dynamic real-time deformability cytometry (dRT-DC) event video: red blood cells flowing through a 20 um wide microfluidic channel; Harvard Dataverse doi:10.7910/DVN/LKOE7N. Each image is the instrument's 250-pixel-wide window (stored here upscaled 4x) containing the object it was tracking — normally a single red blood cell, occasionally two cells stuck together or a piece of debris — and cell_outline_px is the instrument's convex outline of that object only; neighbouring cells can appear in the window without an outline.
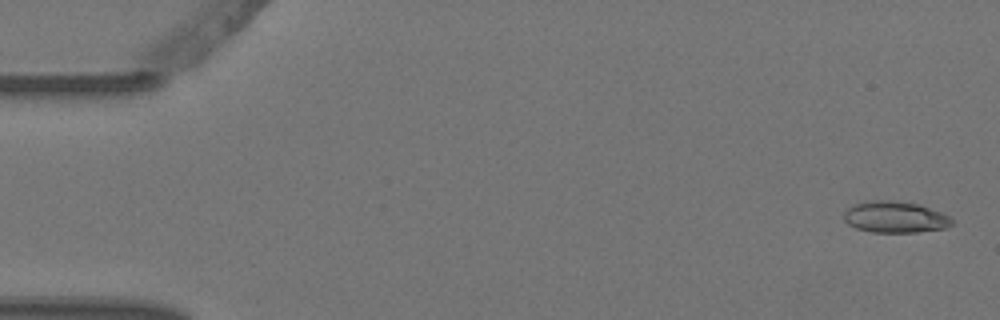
{"species": "Egyptian fruit bat (a non-hibernating species)", "species_latin": "Rousettus aegyptiacus", "temperature_condition": "warm", "stored_images_in_passage": 5, "camera_frame_rate_fps": 3000, "um_per_image_px": 0.085, "animal": {"sex": "female"}, "frame": {"image": 1, "passage_image": 1, "time_ms": 0.0, "image_size_px": [1000, 320], "cell_outline_px": [[952, 224], [944, 228], [916, 232], [872, 232], [856, 228], [848, 224], [844, 220], [844, 212], [848, 208], [856, 204], [872, 200], [892, 200], [920, 204], [940, 212], [948, 216], [952, 220]], "centroid_in_image_um": [76.06, 18.45], "position_along_channel_um": 8.9, "area_um2": 19.59}}
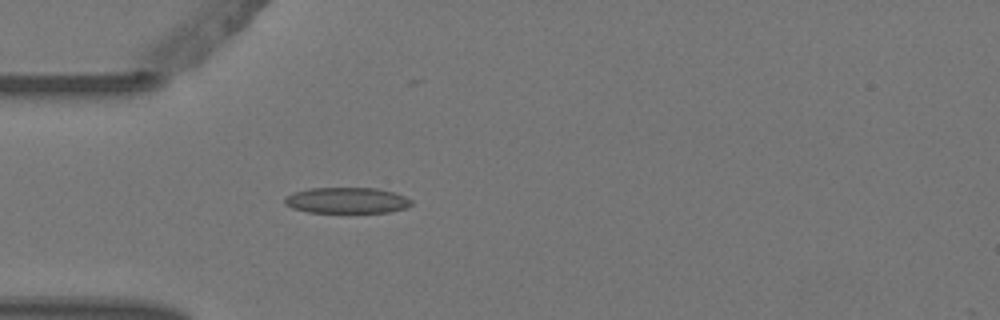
{"frame": {"image": 2, "passage_image": 5, "time_ms": 1.333, "image_size_px": [1000, 320], "cell_outline_px": [[412, 204], [404, 208], [388, 212], [308, 212], [292, 208], [284, 204], [284, 196], [292, 192], [308, 188], [376, 188], [392, 192], [404, 196], [412, 200]], "centroid_in_image_um": [29.41, 17.02], "position_along_channel_um": 55.6, "area_um2": 19.13}}